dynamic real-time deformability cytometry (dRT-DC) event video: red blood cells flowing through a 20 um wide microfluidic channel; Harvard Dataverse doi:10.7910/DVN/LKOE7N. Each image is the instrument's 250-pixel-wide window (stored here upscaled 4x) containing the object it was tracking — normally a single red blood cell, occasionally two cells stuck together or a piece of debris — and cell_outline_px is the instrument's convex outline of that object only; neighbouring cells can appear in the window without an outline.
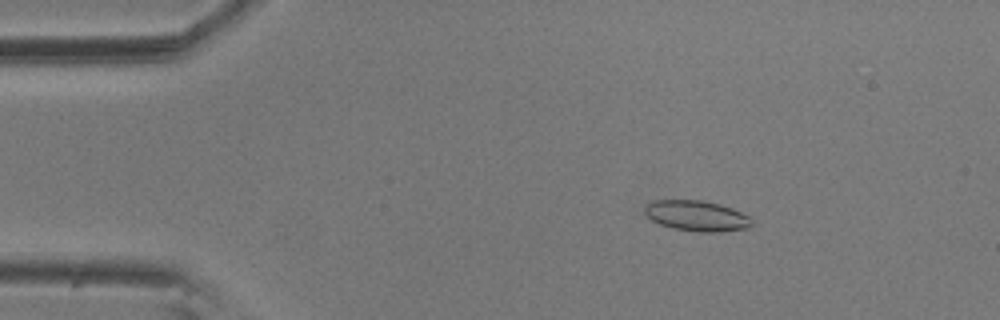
{"species": "common noctule bat (a hibernating species)", "species_latin": "Nyctalus noctula", "temperature_condition": "room temperature", "stored_images_in_passage": 56, "camera_frame_rate_fps": 3000, "um_per_image_px": 0.085, "animal": {"sex": "male", "body_mass_g": 20.5, "forearm_length_mm": 52.5}, "frame": {"image": 1, "passage_image": 9, "time_ms": 2.667, "image_size_px": [1000, 320], "cell_outline_px": [[752, 224], [748, 228], [720, 232], [696, 232], [672, 228], [660, 224], [652, 220], [644, 212], [644, 208], [652, 200], [704, 200], [720, 204], [732, 208], [748, 216], [752, 220]], "centroid_in_image_um": [59.22, 18.35], "position_along_channel_um": 25.8, "area_um2": 19.13}}
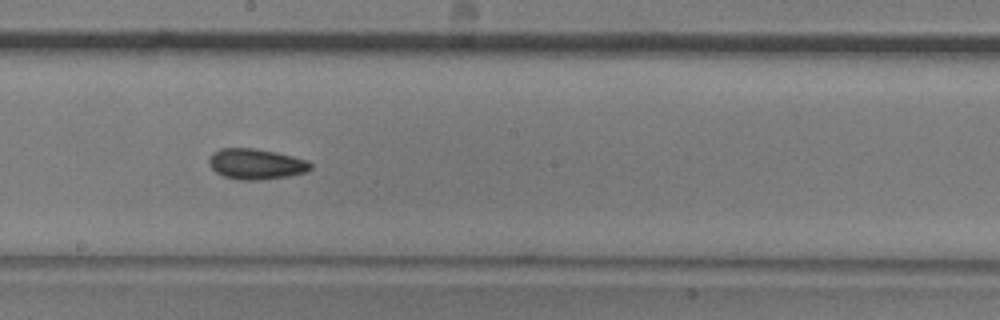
{"frame": {"image": 2, "passage_image": 31, "time_ms": 10.0, "image_size_px": [1000, 320], "cell_outline_px": [[312, 168], [308, 172], [288, 176], [260, 180], [240, 180], [224, 176], [216, 172], [212, 168], [208, 160], [212, 152], [220, 148], [256, 148], [276, 152], [308, 160], [312, 164]], "centroid_in_image_um": [21.78, 13.93], "position_along_channel_um": 226.4, "area_um2": 18.26}}
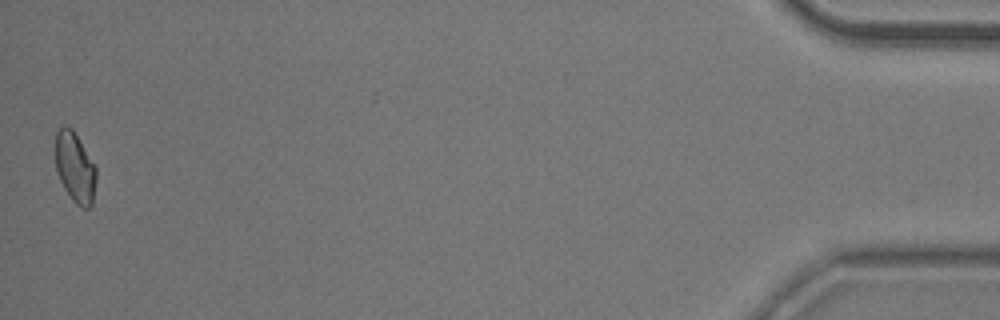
{"frame": {"image": 3, "passage_image": 56, "time_ms": 18.333, "image_size_px": [1000, 320], "cell_outline_px": [[96, 180], [92, 204], [88, 208], [80, 208], [72, 200], [64, 188], [56, 172], [56, 132], [64, 124], [72, 128], [96, 168]], "centroid_in_image_um": [6.37, 14.25], "position_along_channel_um": 428.8, "area_um2": 16.59}, "authors_computed_cell_mechanics": {"area_um2": 17.629, "velocity_mm_per_s": 3.5676, "shape_relaxation_time_tau1_ms": 4.4901, "shape_relaxation_time_tau2_ms": 3.2703, "deformation_change_tau1": 0.1134, "deformation_change_tau2": 0.0801}}